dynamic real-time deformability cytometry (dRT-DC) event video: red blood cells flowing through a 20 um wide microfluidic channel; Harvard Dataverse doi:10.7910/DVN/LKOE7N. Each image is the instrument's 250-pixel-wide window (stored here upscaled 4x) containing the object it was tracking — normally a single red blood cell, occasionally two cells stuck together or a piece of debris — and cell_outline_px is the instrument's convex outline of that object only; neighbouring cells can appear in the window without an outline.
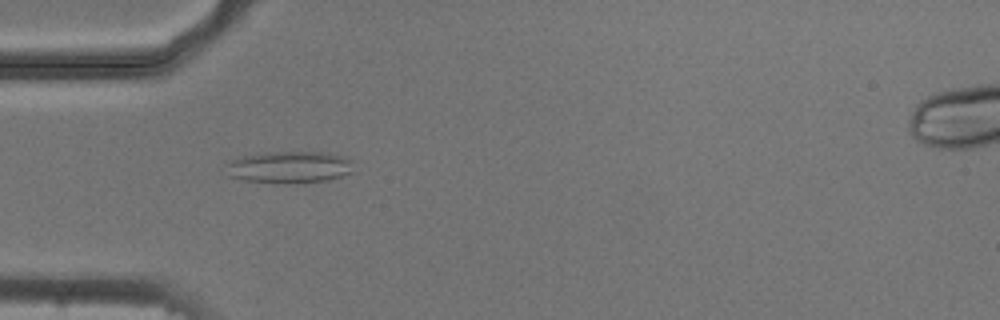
{"species": "common noctule bat (a hibernating species)", "species_latin": "Nyctalus noctula", "temperature_condition": "cold", "stored_images_in_passage": 41, "camera_frame_rate_fps": 3000, "um_per_image_px": 0.085, "animal": {"sex": "male", "body_mass_g": 20.5, "forearm_length_mm": 52.5}, "frame": {"image": 1, "passage_image": 3, "time_ms": 0.667, "image_size_px": [1000, 320], "cell_outline_px": [[348, 172], [336, 176], [320, 180], [252, 180], [240, 176], [244, 160], [260, 156], [328, 156], [340, 160]], "centroid_in_image_um": [24.82, 14.28], "position_along_channel_um": 60.2, "area_um2": 16.47}}
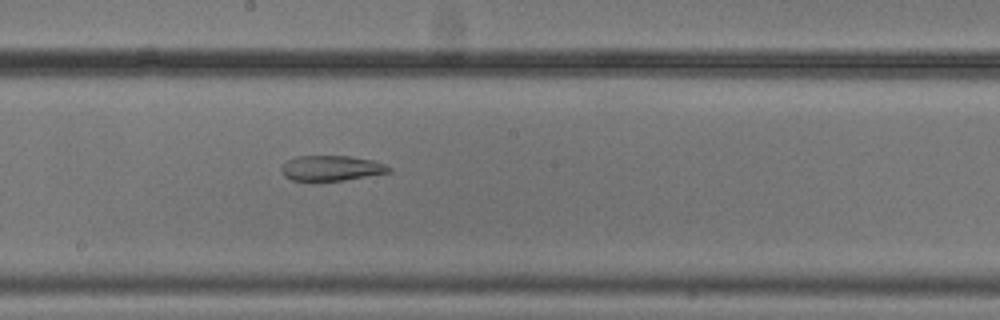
{"frame": {"image": 2, "passage_image": 16, "time_ms": 5.0, "image_size_px": [1000, 320], "cell_outline_px": [[388, 172], [340, 180], [292, 180], [284, 172], [284, 164], [288, 160], [304, 156], [348, 156], [372, 160], [388, 168]], "centroid_in_image_um": [28.15, 14.28], "position_along_channel_um": 220.1, "area_um2": 14.74}}
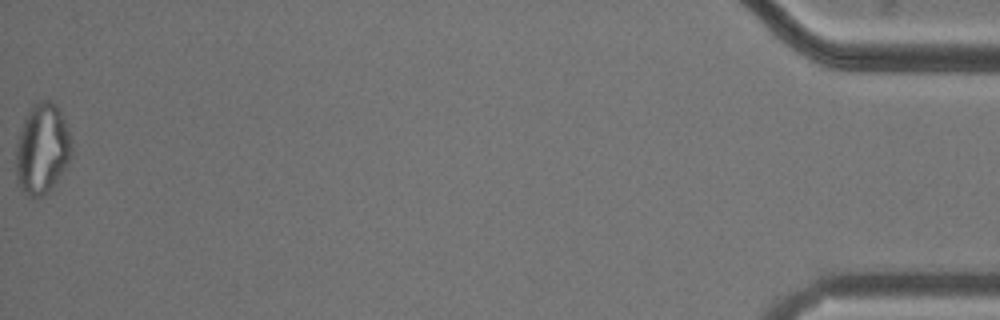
{"frame": {"image": 3, "passage_image": 41, "time_ms": 13.333, "image_size_px": [1000, 320], "cell_outline_px": [[68, 156], [64, 164], [44, 192], [32, 196], [24, 188], [20, 180], [16, 164], [16, 156], [20, 136], [24, 124], [32, 112], [36, 108], [44, 104], [52, 104], [56, 108], [68, 132]], "centroid_in_image_um": [3.54, 12.67], "position_along_channel_um": 431.7, "area_um2": 24.97}, "authors_computed_cell_mechanics": {"area_um2": 16.473, "velocity_mm_per_s": 3.7167, "shape_relaxation_time_tau1_ms": null, "shape_relaxation_time_tau2_ms": 6.1646, "deformation_change_tau1": null, "deformation_change_tau2": 0.1528}}